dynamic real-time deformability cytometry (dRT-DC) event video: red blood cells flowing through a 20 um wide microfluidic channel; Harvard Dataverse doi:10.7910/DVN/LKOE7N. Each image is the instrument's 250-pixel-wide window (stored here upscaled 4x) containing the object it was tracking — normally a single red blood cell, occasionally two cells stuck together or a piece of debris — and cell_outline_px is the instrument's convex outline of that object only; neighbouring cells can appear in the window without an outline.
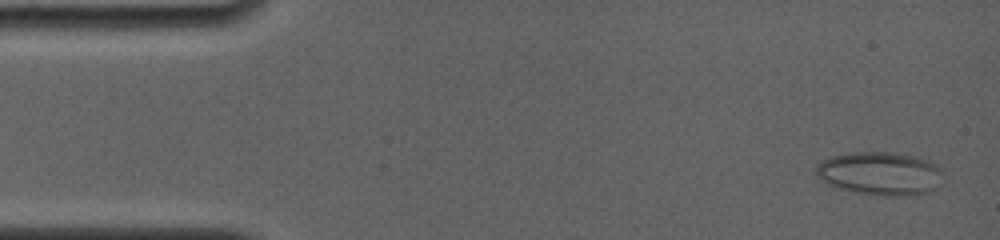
{"species": "common noctule bat (a hibernating species)", "species_latin": "Nyctalus noctula", "temperature_condition": "room temperature", "stored_images_in_passage": 4, "camera_frame_rate_fps": 4000, "um_per_image_px": 0.085, "animal": {"sex": "female", "body_mass_g": 19.0, "forearm_length_mm": 56.7}, "frame": {"image": 1, "passage_image": 1, "time_ms": 0.0, "image_size_px": [1000, 240], "cell_outline_px": [[944, 172], [936, 188], [932, 192], [904, 196], [888, 196], [856, 192], [836, 188], [820, 180], [816, 176], [816, 164], [832, 156], [852, 152], [892, 152], [912, 156], [928, 160], [936, 164]], "centroid_in_image_um": [74.81, 14.75], "position_along_channel_um": 10.2, "area_um2": 32.25}}
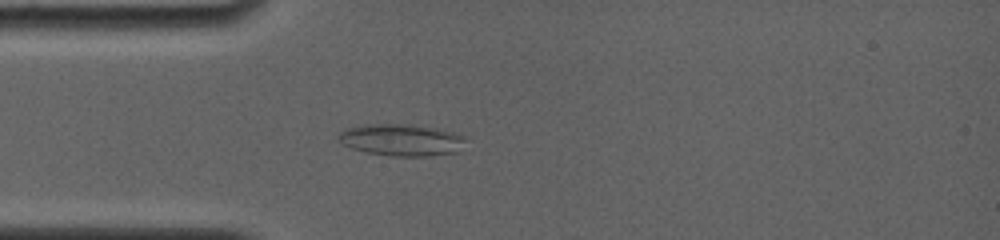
{"frame": {"image": 2, "passage_image": 4, "time_ms": 3.75, "image_size_px": [1000, 240], "cell_outline_px": [[468, 136], [456, 152], [428, 156], [392, 156], [368, 152], [352, 148], [336, 140], [336, 136], [344, 128], [364, 124], [408, 124], [432, 128], [452, 132]], "centroid_in_image_um": [34.07, 11.88], "position_along_channel_um": 50.9, "area_um2": 23.52}}